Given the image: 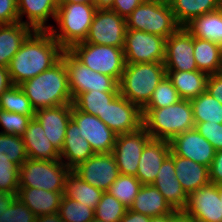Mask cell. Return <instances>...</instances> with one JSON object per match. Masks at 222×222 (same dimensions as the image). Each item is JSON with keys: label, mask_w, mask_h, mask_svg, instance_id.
<instances>
[{"label": "cell", "mask_w": 222, "mask_h": 222, "mask_svg": "<svg viewBox=\"0 0 222 222\" xmlns=\"http://www.w3.org/2000/svg\"><path fill=\"white\" fill-rule=\"evenodd\" d=\"M63 50L48 30H34L7 67L13 85H20L48 70L61 58Z\"/></svg>", "instance_id": "cell-1"}, {"label": "cell", "mask_w": 222, "mask_h": 222, "mask_svg": "<svg viewBox=\"0 0 222 222\" xmlns=\"http://www.w3.org/2000/svg\"><path fill=\"white\" fill-rule=\"evenodd\" d=\"M19 87L36 111L48 107L72 104L66 65L60 58L48 70L22 82Z\"/></svg>", "instance_id": "cell-2"}, {"label": "cell", "mask_w": 222, "mask_h": 222, "mask_svg": "<svg viewBox=\"0 0 222 222\" xmlns=\"http://www.w3.org/2000/svg\"><path fill=\"white\" fill-rule=\"evenodd\" d=\"M142 126L152 139L170 141L176 135L194 129L193 109L190 100L162 108H142Z\"/></svg>", "instance_id": "cell-3"}, {"label": "cell", "mask_w": 222, "mask_h": 222, "mask_svg": "<svg viewBox=\"0 0 222 222\" xmlns=\"http://www.w3.org/2000/svg\"><path fill=\"white\" fill-rule=\"evenodd\" d=\"M166 75L164 62L126 63L119 93L142 109Z\"/></svg>", "instance_id": "cell-4"}, {"label": "cell", "mask_w": 222, "mask_h": 222, "mask_svg": "<svg viewBox=\"0 0 222 222\" xmlns=\"http://www.w3.org/2000/svg\"><path fill=\"white\" fill-rule=\"evenodd\" d=\"M96 10L93 4L58 3L55 21L59 30L50 25L48 31L64 50H69L85 41Z\"/></svg>", "instance_id": "cell-5"}, {"label": "cell", "mask_w": 222, "mask_h": 222, "mask_svg": "<svg viewBox=\"0 0 222 222\" xmlns=\"http://www.w3.org/2000/svg\"><path fill=\"white\" fill-rule=\"evenodd\" d=\"M70 169L58 160L28 158L19 167V187H31L52 192H64L65 179Z\"/></svg>", "instance_id": "cell-6"}, {"label": "cell", "mask_w": 222, "mask_h": 222, "mask_svg": "<svg viewBox=\"0 0 222 222\" xmlns=\"http://www.w3.org/2000/svg\"><path fill=\"white\" fill-rule=\"evenodd\" d=\"M69 51L91 70L120 82L126 66L123 48L80 42Z\"/></svg>", "instance_id": "cell-7"}, {"label": "cell", "mask_w": 222, "mask_h": 222, "mask_svg": "<svg viewBox=\"0 0 222 222\" xmlns=\"http://www.w3.org/2000/svg\"><path fill=\"white\" fill-rule=\"evenodd\" d=\"M127 30H141L169 38L180 25L176 22L170 6L141 3L127 18Z\"/></svg>", "instance_id": "cell-8"}, {"label": "cell", "mask_w": 222, "mask_h": 222, "mask_svg": "<svg viewBox=\"0 0 222 222\" xmlns=\"http://www.w3.org/2000/svg\"><path fill=\"white\" fill-rule=\"evenodd\" d=\"M61 58L66 65L68 85L73 100L79 94L91 90L119 92V82L115 78L91 70L69 50H63Z\"/></svg>", "instance_id": "cell-9"}, {"label": "cell", "mask_w": 222, "mask_h": 222, "mask_svg": "<svg viewBox=\"0 0 222 222\" xmlns=\"http://www.w3.org/2000/svg\"><path fill=\"white\" fill-rule=\"evenodd\" d=\"M166 38L141 30H127L123 52L126 63L164 62Z\"/></svg>", "instance_id": "cell-10"}, {"label": "cell", "mask_w": 222, "mask_h": 222, "mask_svg": "<svg viewBox=\"0 0 222 222\" xmlns=\"http://www.w3.org/2000/svg\"><path fill=\"white\" fill-rule=\"evenodd\" d=\"M126 18L111 9H97L85 43L123 48Z\"/></svg>", "instance_id": "cell-11"}, {"label": "cell", "mask_w": 222, "mask_h": 222, "mask_svg": "<svg viewBox=\"0 0 222 222\" xmlns=\"http://www.w3.org/2000/svg\"><path fill=\"white\" fill-rule=\"evenodd\" d=\"M151 139L143 126L134 132L117 135L112 154L120 174L136 176L142 151Z\"/></svg>", "instance_id": "cell-12"}, {"label": "cell", "mask_w": 222, "mask_h": 222, "mask_svg": "<svg viewBox=\"0 0 222 222\" xmlns=\"http://www.w3.org/2000/svg\"><path fill=\"white\" fill-rule=\"evenodd\" d=\"M71 118L77 123L80 136L86 139L94 153H111L117 134L99 117L79 111L72 105Z\"/></svg>", "instance_id": "cell-13"}, {"label": "cell", "mask_w": 222, "mask_h": 222, "mask_svg": "<svg viewBox=\"0 0 222 222\" xmlns=\"http://www.w3.org/2000/svg\"><path fill=\"white\" fill-rule=\"evenodd\" d=\"M73 171L85 182L106 192L120 175L114 155L95 153Z\"/></svg>", "instance_id": "cell-14"}, {"label": "cell", "mask_w": 222, "mask_h": 222, "mask_svg": "<svg viewBox=\"0 0 222 222\" xmlns=\"http://www.w3.org/2000/svg\"><path fill=\"white\" fill-rule=\"evenodd\" d=\"M142 110L120 93L99 118L117 135L131 133L142 127Z\"/></svg>", "instance_id": "cell-15"}, {"label": "cell", "mask_w": 222, "mask_h": 222, "mask_svg": "<svg viewBox=\"0 0 222 222\" xmlns=\"http://www.w3.org/2000/svg\"><path fill=\"white\" fill-rule=\"evenodd\" d=\"M193 50V35L184 26H180L166 39L165 69L176 71L198 70L193 56Z\"/></svg>", "instance_id": "cell-16"}, {"label": "cell", "mask_w": 222, "mask_h": 222, "mask_svg": "<svg viewBox=\"0 0 222 222\" xmlns=\"http://www.w3.org/2000/svg\"><path fill=\"white\" fill-rule=\"evenodd\" d=\"M184 211L196 222H222L218 185L209 183L189 194Z\"/></svg>", "instance_id": "cell-17"}, {"label": "cell", "mask_w": 222, "mask_h": 222, "mask_svg": "<svg viewBox=\"0 0 222 222\" xmlns=\"http://www.w3.org/2000/svg\"><path fill=\"white\" fill-rule=\"evenodd\" d=\"M171 154L209 167L215 156L213 145L195 128L176 135L170 141Z\"/></svg>", "instance_id": "cell-18"}, {"label": "cell", "mask_w": 222, "mask_h": 222, "mask_svg": "<svg viewBox=\"0 0 222 222\" xmlns=\"http://www.w3.org/2000/svg\"><path fill=\"white\" fill-rule=\"evenodd\" d=\"M72 104L48 107L35 111V119L42 125L45 135L55 149L60 153L66 134L67 125L71 119Z\"/></svg>", "instance_id": "cell-19"}, {"label": "cell", "mask_w": 222, "mask_h": 222, "mask_svg": "<svg viewBox=\"0 0 222 222\" xmlns=\"http://www.w3.org/2000/svg\"><path fill=\"white\" fill-rule=\"evenodd\" d=\"M170 153V143L167 140L151 139L145 145L135 176L142 185H151L154 183L163 161Z\"/></svg>", "instance_id": "cell-20"}, {"label": "cell", "mask_w": 222, "mask_h": 222, "mask_svg": "<svg viewBox=\"0 0 222 222\" xmlns=\"http://www.w3.org/2000/svg\"><path fill=\"white\" fill-rule=\"evenodd\" d=\"M153 185L164 196L174 210H184L187 205L188 195L183 190L175 176L174 155L163 161Z\"/></svg>", "instance_id": "cell-21"}, {"label": "cell", "mask_w": 222, "mask_h": 222, "mask_svg": "<svg viewBox=\"0 0 222 222\" xmlns=\"http://www.w3.org/2000/svg\"><path fill=\"white\" fill-rule=\"evenodd\" d=\"M58 0H17L18 22L28 25L35 31L49 30L45 23L49 17H56ZM26 14L28 20L22 21Z\"/></svg>", "instance_id": "cell-22"}, {"label": "cell", "mask_w": 222, "mask_h": 222, "mask_svg": "<svg viewBox=\"0 0 222 222\" xmlns=\"http://www.w3.org/2000/svg\"><path fill=\"white\" fill-rule=\"evenodd\" d=\"M94 154L90 143L80 136L78 125L71 118L66 128L63 148L60 151V159L70 170H73L81 162H85ZM63 158L67 159V162Z\"/></svg>", "instance_id": "cell-23"}, {"label": "cell", "mask_w": 222, "mask_h": 222, "mask_svg": "<svg viewBox=\"0 0 222 222\" xmlns=\"http://www.w3.org/2000/svg\"><path fill=\"white\" fill-rule=\"evenodd\" d=\"M28 158L35 160H58L60 153L45 135L40 122L32 118L22 135Z\"/></svg>", "instance_id": "cell-24"}, {"label": "cell", "mask_w": 222, "mask_h": 222, "mask_svg": "<svg viewBox=\"0 0 222 222\" xmlns=\"http://www.w3.org/2000/svg\"><path fill=\"white\" fill-rule=\"evenodd\" d=\"M64 192H52L31 187H19L16 197L37 217L57 213Z\"/></svg>", "instance_id": "cell-25"}, {"label": "cell", "mask_w": 222, "mask_h": 222, "mask_svg": "<svg viewBox=\"0 0 222 222\" xmlns=\"http://www.w3.org/2000/svg\"><path fill=\"white\" fill-rule=\"evenodd\" d=\"M175 176L187 195L210 183L209 167L174 155Z\"/></svg>", "instance_id": "cell-26"}, {"label": "cell", "mask_w": 222, "mask_h": 222, "mask_svg": "<svg viewBox=\"0 0 222 222\" xmlns=\"http://www.w3.org/2000/svg\"><path fill=\"white\" fill-rule=\"evenodd\" d=\"M34 30L21 22L0 25V67H8L23 42Z\"/></svg>", "instance_id": "cell-27"}, {"label": "cell", "mask_w": 222, "mask_h": 222, "mask_svg": "<svg viewBox=\"0 0 222 222\" xmlns=\"http://www.w3.org/2000/svg\"><path fill=\"white\" fill-rule=\"evenodd\" d=\"M129 209L149 217L166 215L175 211L153 184L141 186Z\"/></svg>", "instance_id": "cell-28"}, {"label": "cell", "mask_w": 222, "mask_h": 222, "mask_svg": "<svg viewBox=\"0 0 222 222\" xmlns=\"http://www.w3.org/2000/svg\"><path fill=\"white\" fill-rule=\"evenodd\" d=\"M181 99L192 100L206 91L208 75L201 71L166 70Z\"/></svg>", "instance_id": "cell-29"}, {"label": "cell", "mask_w": 222, "mask_h": 222, "mask_svg": "<svg viewBox=\"0 0 222 222\" xmlns=\"http://www.w3.org/2000/svg\"><path fill=\"white\" fill-rule=\"evenodd\" d=\"M196 38L205 39L222 47V6L192 19L184 26Z\"/></svg>", "instance_id": "cell-30"}, {"label": "cell", "mask_w": 222, "mask_h": 222, "mask_svg": "<svg viewBox=\"0 0 222 222\" xmlns=\"http://www.w3.org/2000/svg\"><path fill=\"white\" fill-rule=\"evenodd\" d=\"M193 56L198 71L207 75L222 72V47L220 45L194 37Z\"/></svg>", "instance_id": "cell-31"}, {"label": "cell", "mask_w": 222, "mask_h": 222, "mask_svg": "<svg viewBox=\"0 0 222 222\" xmlns=\"http://www.w3.org/2000/svg\"><path fill=\"white\" fill-rule=\"evenodd\" d=\"M103 193V190L88 184L73 170H70L65 179L63 195L67 198L77 200L94 211Z\"/></svg>", "instance_id": "cell-32"}, {"label": "cell", "mask_w": 222, "mask_h": 222, "mask_svg": "<svg viewBox=\"0 0 222 222\" xmlns=\"http://www.w3.org/2000/svg\"><path fill=\"white\" fill-rule=\"evenodd\" d=\"M221 6L222 0H173L170 5L180 26H185L195 17L213 12Z\"/></svg>", "instance_id": "cell-33"}, {"label": "cell", "mask_w": 222, "mask_h": 222, "mask_svg": "<svg viewBox=\"0 0 222 222\" xmlns=\"http://www.w3.org/2000/svg\"><path fill=\"white\" fill-rule=\"evenodd\" d=\"M193 109L194 123L222 124V104L207 91L190 100Z\"/></svg>", "instance_id": "cell-34"}, {"label": "cell", "mask_w": 222, "mask_h": 222, "mask_svg": "<svg viewBox=\"0 0 222 222\" xmlns=\"http://www.w3.org/2000/svg\"><path fill=\"white\" fill-rule=\"evenodd\" d=\"M119 92H100L91 90L79 94L72 102V105L79 111L99 117Z\"/></svg>", "instance_id": "cell-35"}, {"label": "cell", "mask_w": 222, "mask_h": 222, "mask_svg": "<svg viewBox=\"0 0 222 222\" xmlns=\"http://www.w3.org/2000/svg\"><path fill=\"white\" fill-rule=\"evenodd\" d=\"M141 186L142 183L135 176L120 174L107 192L127 208H130Z\"/></svg>", "instance_id": "cell-36"}, {"label": "cell", "mask_w": 222, "mask_h": 222, "mask_svg": "<svg viewBox=\"0 0 222 222\" xmlns=\"http://www.w3.org/2000/svg\"><path fill=\"white\" fill-rule=\"evenodd\" d=\"M0 109L23 115H35L30 100L19 85H13L0 94Z\"/></svg>", "instance_id": "cell-37"}, {"label": "cell", "mask_w": 222, "mask_h": 222, "mask_svg": "<svg viewBox=\"0 0 222 222\" xmlns=\"http://www.w3.org/2000/svg\"><path fill=\"white\" fill-rule=\"evenodd\" d=\"M126 210L125 205L106 191L95 208L94 216L102 222H119Z\"/></svg>", "instance_id": "cell-38"}, {"label": "cell", "mask_w": 222, "mask_h": 222, "mask_svg": "<svg viewBox=\"0 0 222 222\" xmlns=\"http://www.w3.org/2000/svg\"><path fill=\"white\" fill-rule=\"evenodd\" d=\"M57 213L64 222H89L95 217L92 208L64 195Z\"/></svg>", "instance_id": "cell-39"}, {"label": "cell", "mask_w": 222, "mask_h": 222, "mask_svg": "<svg viewBox=\"0 0 222 222\" xmlns=\"http://www.w3.org/2000/svg\"><path fill=\"white\" fill-rule=\"evenodd\" d=\"M4 153L20 167L28 159L22 136L0 133V156Z\"/></svg>", "instance_id": "cell-40"}, {"label": "cell", "mask_w": 222, "mask_h": 222, "mask_svg": "<svg viewBox=\"0 0 222 222\" xmlns=\"http://www.w3.org/2000/svg\"><path fill=\"white\" fill-rule=\"evenodd\" d=\"M180 100L181 97L176 88L166 75L152 93L150 101L143 108H162L176 104Z\"/></svg>", "instance_id": "cell-41"}, {"label": "cell", "mask_w": 222, "mask_h": 222, "mask_svg": "<svg viewBox=\"0 0 222 222\" xmlns=\"http://www.w3.org/2000/svg\"><path fill=\"white\" fill-rule=\"evenodd\" d=\"M19 189V166L11 162L4 153L0 156V192L17 194Z\"/></svg>", "instance_id": "cell-42"}, {"label": "cell", "mask_w": 222, "mask_h": 222, "mask_svg": "<svg viewBox=\"0 0 222 222\" xmlns=\"http://www.w3.org/2000/svg\"><path fill=\"white\" fill-rule=\"evenodd\" d=\"M35 115H23L15 112H7L0 109V125L4 131L0 133L22 136L28 123Z\"/></svg>", "instance_id": "cell-43"}, {"label": "cell", "mask_w": 222, "mask_h": 222, "mask_svg": "<svg viewBox=\"0 0 222 222\" xmlns=\"http://www.w3.org/2000/svg\"><path fill=\"white\" fill-rule=\"evenodd\" d=\"M36 216L18 198L0 214V222H34Z\"/></svg>", "instance_id": "cell-44"}, {"label": "cell", "mask_w": 222, "mask_h": 222, "mask_svg": "<svg viewBox=\"0 0 222 222\" xmlns=\"http://www.w3.org/2000/svg\"><path fill=\"white\" fill-rule=\"evenodd\" d=\"M194 128L213 145L215 151L222 150V124L195 123Z\"/></svg>", "instance_id": "cell-45"}, {"label": "cell", "mask_w": 222, "mask_h": 222, "mask_svg": "<svg viewBox=\"0 0 222 222\" xmlns=\"http://www.w3.org/2000/svg\"><path fill=\"white\" fill-rule=\"evenodd\" d=\"M18 22L17 0H0V24Z\"/></svg>", "instance_id": "cell-46"}, {"label": "cell", "mask_w": 222, "mask_h": 222, "mask_svg": "<svg viewBox=\"0 0 222 222\" xmlns=\"http://www.w3.org/2000/svg\"><path fill=\"white\" fill-rule=\"evenodd\" d=\"M144 0H114L111 10L127 18Z\"/></svg>", "instance_id": "cell-47"}, {"label": "cell", "mask_w": 222, "mask_h": 222, "mask_svg": "<svg viewBox=\"0 0 222 222\" xmlns=\"http://www.w3.org/2000/svg\"><path fill=\"white\" fill-rule=\"evenodd\" d=\"M206 91L222 104V72L208 75Z\"/></svg>", "instance_id": "cell-48"}, {"label": "cell", "mask_w": 222, "mask_h": 222, "mask_svg": "<svg viewBox=\"0 0 222 222\" xmlns=\"http://www.w3.org/2000/svg\"><path fill=\"white\" fill-rule=\"evenodd\" d=\"M210 183L222 184V150L216 151L212 163L209 166Z\"/></svg>", "instance_id": "cell-49"}, {"label": "cell", "mask_w": 222, "mask_h": 222, "mask_svg": "<svg viewBox=\"0 0 222 222\" xmlns=\"http://www.w3.org/2000/svg\"><path fill=\"white\" fill-rule=\"evenodd\" d=\"M119 222H150V217L127 208L124 216Z\"/></svg>", "instance_id": "cell-50"}, {"label": "cell", "mask_w": 222, "mask_h": 222, "mask_svg": "<svg viewBox=\"0 0 222 222\" xmlns=\"http://www.w3.org/2000/svg\"><path fill=\"white\" fill-rule=\"evenodd\" d=\"M13 86L7 67H0V94Z\"/></svg>", "instance_id": "cell-51"}, {"label": "cell", "mask_w": 222, "mask_h": 222, "mask_svg": "<svg viewBox=\"0 0 222 222\" xmlns=\"http://www.w3.org/2000/svg\"><path fill=\"white\" fill-rule=\"evenodd\" d=\"M168 222H196L184 210H175L168 214Z\"/></svg>", "instance_id": "cell-52"}, {"label": "cell", "mask_w": 222, "mask_h": 222, "mask_svg": "<svg viewBox=\"0 0 222 222\" xmlns=\"http://www.w3.org/2000/svg\"><path fill=\"white\" fill-rule=\"evenodd\" d=\"M16 198V194L11 192H0V214L6 211Z\"/></svg>", "instance_id": "cell-53"}, {"label": "cell", "mask_w": 222, "mask_h": 222, "mask_svg": "<svg viewBox=\"0 0 222 222\" xmlns=\"http://www.w3.org/2000/svg\"><path fill=\"white\" fill-rule=\"evenodd\" d=\"M34 222H64V220L58 213H53L37 216Z\"/></svg>", "instance_id": "cell-54"}, {"label": "cell", "mask_w": 222, "mask_h": 222, "mask_svg": "<svg viewBox=\"0 0 222 222\" xmlns=\"http://www.w3.org/2000/svg\"><path fill=\"white\" fill-rule=\"evenodd\" d=\"M114 0H93L97 9H111Z\"/></svg>", "instance_id": "cell-55"}, {"label": "cell", "mask_w": 222, "mask_h": 222, "mask_svg": "<svg viewBox=\"0 0 222 222\" xmlns=\"http://www.w3.org/2000/svg\"><path fill=\"white\" fill-rule=\"evenodd\" d=\"M58 3H87V4H93V0H58Z\"/></svg>", "instance_id": "cell-56"}, {"label": "cell", "mask_w": 222, "mask_h": 222, "mask_svg": "<svg viewBox=\"0 0 222 222\" xmlns=\"http://www.w3.org/2000/svg\"><path fill=\"white\" fill-rule=\"evenodd\" d=\"M150 222H168V214L150 217Z\"/></svg>", "instance_id": "cell-57"}, {"label": "cell", "mask_w": 222, "mask_h": 222, "mask_svg": "<svg viewBox=\"0 0 222 222\" xmlns=\"http://www.w3.org/2000/svg\"><path fill=\"white\" fill-rule=\"evenodd\" d=\"M144 2L170 6L172 4L173 0H144Z\"/></svg>", "instance_id": "cell-58"}, {"label": "cell", "mask_w": 222, "mask_h": 222, "mask_svg": "<svg viewBox=\"0 0 222 222\" xmlns=\"http://www.w3.org/2000/svg\"><path fill=\"white\" fill-rule=\"evenodd\" d=\"M218 192H219L220 200H222V184L218 185Z\"/></svg>", "instance_id": "cell-59"}, {"label": "cell", "mask_w": 222, "mask_h": 222, "mask_svg": "<svg viewBox=\"0 0 222 222\" xmlns=\"http://www.w3.org/2000/svg\"><path fill=\"white\" fill-rule=\"evenodd\" d=\"M89 222H102L100 219H97V218H93L92 220H90Z\"/></svg>", "instance_id": "cell-60"}]
</instances>
